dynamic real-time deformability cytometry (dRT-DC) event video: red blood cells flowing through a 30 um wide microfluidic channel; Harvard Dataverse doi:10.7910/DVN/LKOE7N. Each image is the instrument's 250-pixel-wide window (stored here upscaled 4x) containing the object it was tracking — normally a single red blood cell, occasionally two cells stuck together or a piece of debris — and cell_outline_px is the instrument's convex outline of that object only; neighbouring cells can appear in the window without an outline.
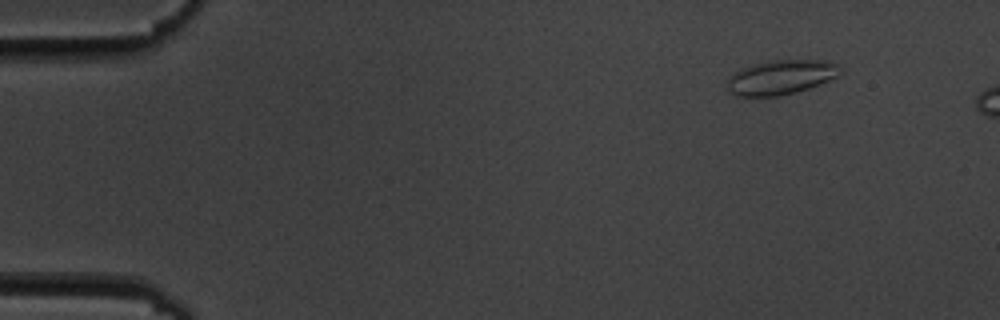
{"species": "common noctule bat (a hibernating species)", "species_latin": "Nyctalus noctula", "temperature_condition": "cold", "stored_images_in_passage": 4, "camera_frame_rate_fps": 3000, "um_per_image_px": 0.085, "animal": {"sex": "male", "body_mass_g": 19.5, "forearm_length_mm": 54.6}, "frame": {"image": 1, "passage_image": 2, "time_ms": 1.333, "image_size_px": [1000, 320], "cell_outline_px": [[840, 68], [836, 76], [820, 84], [796, 92], [780, 96], [736, 96], [728, 92], [724, 84], [732, 72], [752, 64], [772, 60], [824, 60], [840, 64]], "centroid_in_image_um": [66.29, 6.57], "position_along_channel_um": 18.7, "area_um2": 22.95}}